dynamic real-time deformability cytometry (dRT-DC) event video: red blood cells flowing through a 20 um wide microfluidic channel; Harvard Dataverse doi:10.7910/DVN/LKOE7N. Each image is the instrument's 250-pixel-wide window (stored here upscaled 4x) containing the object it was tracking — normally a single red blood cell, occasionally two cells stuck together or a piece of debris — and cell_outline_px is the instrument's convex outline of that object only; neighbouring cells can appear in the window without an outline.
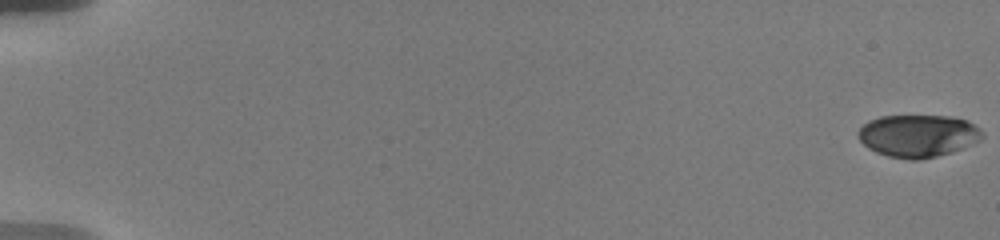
{"species": "human", "species_latin": "Homo sapiens", "temperature_condition": "warm", "stored_images_in_passage": 59, "camera_frame_rate_fps": 3000, "um_per_image_px": 0.085, "donor": {"sex": "male"}, "frame": {"image": 1, "passage_image": 1, "time_ms": 0.0, "image_size_px": [1000, 240], "cell_outline_px": [[984, 136], [980, 140], [964, 148], [952, 152], [920, 160], [912, 160], [888, 156], [876, 152], [868, 148], [856, 136], [856, 132], [868, 120], [880, 116], [952, 116], [968, 120], [980, 128], [984, 132]], "centroid_in_image_um": [78.05, 11.54], "position_along_channel_um": 7.0, "area_um2": 31.04}}
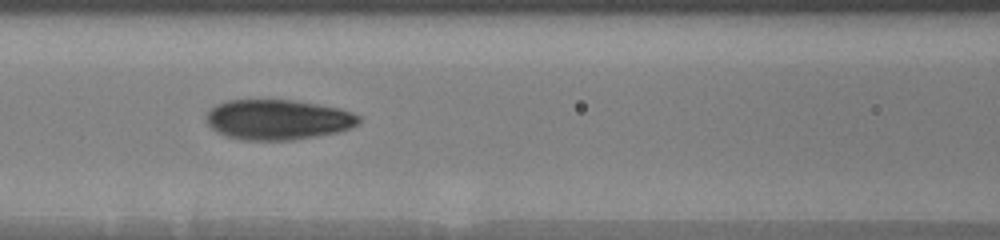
{"frame": {"image": 2, "passage_image": 30, "time_ms": 9.0, "image_size_px": [1000, 240], "cell_outline_px": [[360, 124], [352, 128], [336, 132], [296, 140], [244, 140], [224, 136], [216, 132], [204, 120], [204, 116], [216, 104], [228, 100], [292, 100], [340, 108], [352, 112], [360, 116]], "centroid_in_image_um": [23.61, 10.17], "position_along_channel_um": 143.0, "area_um2": 36.01}}
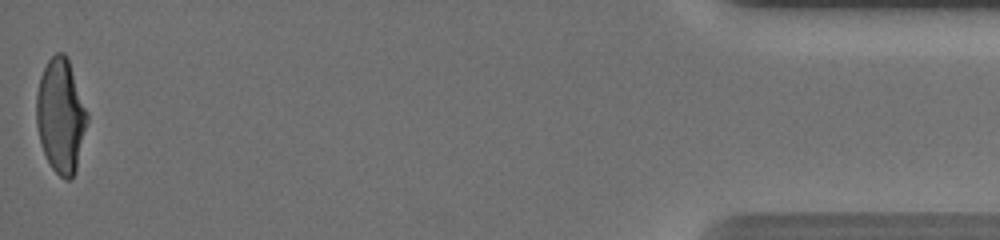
{"frame": {"image": 3, "passage_image": 59, "time_ms": 19.0, "image_size_px": [1000, 240], "cell_outline_px": [[88, 120], [76, 172], [68, 180], [64, 180], [52, 168], [44, 152], [40, 140], [36, 124], [36, 96], [40, 76], [48, 60], [56, 52], [64, 52], [68, 60], [88, 112]], "centroid_in_image_um": [5.17, 9.85], "position_along_channel_um": 430.0, "area_um2": 33.7}, "authors_computed_cell_mechanics": {"area_um2": 34.391, "velocity_mm_per_s": 3.6486, "shape_relaxation_time_tau1_ms": 4.501, "shape_relaxation_time_tau2_ms": 0.9698, "deformation_change_tau1": 0.1955, "deformation_change_tau2": 0.0682}}